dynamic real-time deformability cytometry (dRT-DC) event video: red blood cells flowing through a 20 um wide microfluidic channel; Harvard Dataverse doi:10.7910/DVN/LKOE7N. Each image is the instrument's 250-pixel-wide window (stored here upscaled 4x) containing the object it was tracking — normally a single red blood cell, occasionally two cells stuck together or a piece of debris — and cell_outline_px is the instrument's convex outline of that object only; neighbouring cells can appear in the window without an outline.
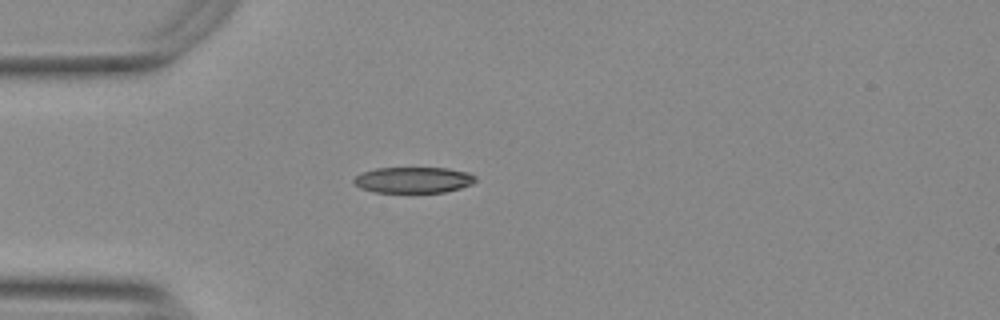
{"species": "Egyptian fruit bat (a non-hibernating species)", "species_latin": "Rousettus aegyptiacus", "temperature_condition": "warm", "stored_images_in_passage": 10, "camera_frame_rate_fps": 3000, "um_per_image_px": 0.085, "animal": {"sex": "female"}, "frame": {"image": 1, "passage_image": 1, "time_ms": 0.0, "image_size_px": [1000, 320], "cell_outline_px": [[476, 180], [472, 184], [460, 188], [444, 192], [372, 192], [360, 188], [352, 180], [356, 176], [364, 172], [376, 168], [448, 168], [468, 172], [476, 176]], "centroid_in_image_um": [35.15, 15.29], "position_along_channel_um": 49.8, "area_um2": 18.38}}
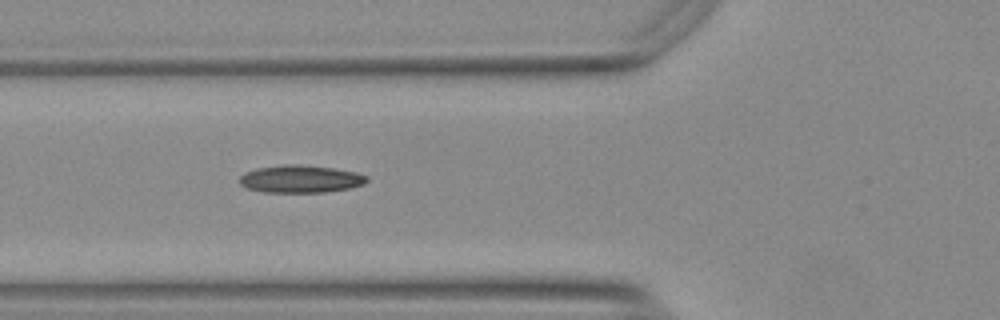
{"frame": {"image": 2, "passage_image": 6, "time_ms": 1.667, "image_size_px": [1000, 320], "cell_outline_px": [[368, 180], [364, 184], [348, 188], [324, 192], [264, 192], [248, 188], [240, 184], [240, 176], [244, 172], [256, 168], [284, 164], [300, 164], [332, 168], [356, 172], [368, 176]], "centroid_in_image_um": [25.53, 15.2], "position_along_channel_um": 100.3, "area_um2": 20.4}}
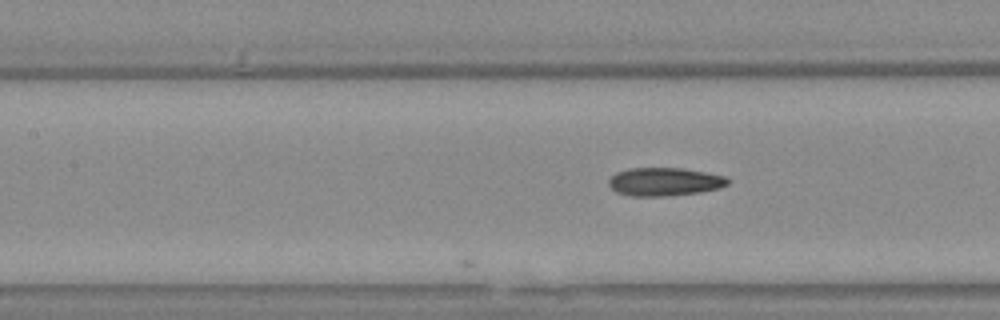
{"frame": {"image": 3, "passage_image": 10, "time_ms": 3.0, "image_size_px": [1000, 320], "cell_outline_px": [[728, 184], [720, 188], [700, 192], [664, 196], [632, 196], [616, 192], [608, 184], [608, 180], [616, 172], [628, 168], [684, 168], [724, 176], [728, 180]], "centroid_in_image_um": [56.45, 15.44], "position_along_channel_um": 150.9, "area_um2": 19.54}}